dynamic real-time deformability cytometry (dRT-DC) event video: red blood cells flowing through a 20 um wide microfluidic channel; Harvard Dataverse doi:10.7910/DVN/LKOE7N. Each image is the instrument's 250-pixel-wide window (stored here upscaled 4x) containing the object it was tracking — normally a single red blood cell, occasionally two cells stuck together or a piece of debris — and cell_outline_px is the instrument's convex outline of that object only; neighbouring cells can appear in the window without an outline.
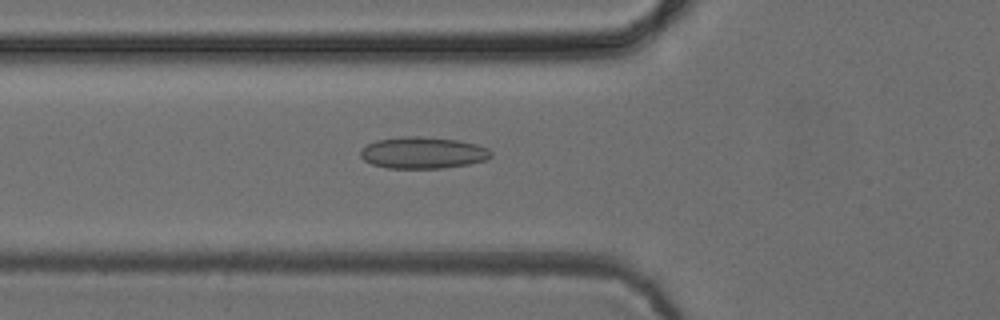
{"species": "common noctule bat (a hibernating species)", "species_latin": "Nyctalus noctula", "temperature_condition": "cold", "stored_images_in_passage": 52, "camera_frame_rate_fps": 3000, "um_per_image_px": 0.085, "animal": {"sex": "female", "body_mass_g": 24.6, "forearm_length_mm": 56.2}, "frame": {"image": 1, "passage_image": 19, "time_ms": 6.0, "image_size_px": [1000, 320], "cell_outline_px": [[492, 156], [484, 160], [468, 164], [444, 168], [388, 168], [372, 164], [364, 160], [360, 156], [360, 148], [376, 140], [400, 136], [420, 136], [456, 140], [476, 144], [488, 148], [492, 152]], "centroid_in_image_um": [35.92, 12.98], "position_along_channel_um": 89.9, "area_um2": 24.1}}
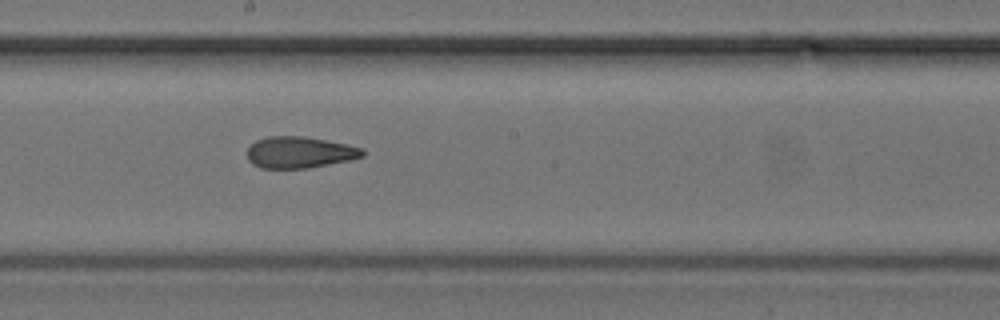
{"frame": {"image": 2, "passage_image": 29, "time_ms": 9.333, "image_size_px": [1000, 320], "cell_outline_px": [[364, 156], [348, 160], [308, 168], [260, 168], [252, 164], [248, 160], [248, 148], [256, 140], [268, 136], [304, 136], [348, 144], [364, 148]], "centroid_in_image_um": [25.46, 12.94], "position_along_channel_um": 222.7, "area_um2": 21.15}}
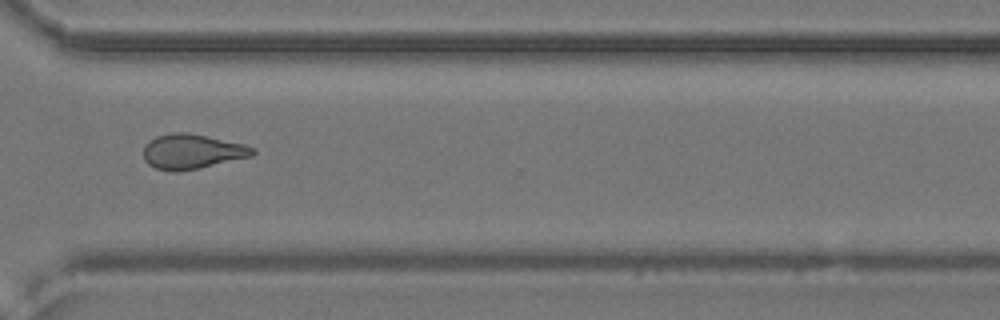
{"frame": {"image": 3, "passage_image": 39, "time_ms": 12.667, "image_size_px": [1000, 320], "cell_outline_px": [[256, 152], [252, 156], [200, 168], [176, 172], [172, 172], [156, 168], [148, 164], [144, 160], [144, 144], [156, 136], [172, 132], [184, 132], [208, 136], [244, 144], [256, 148]], "centroid_in_image_um": [16.32, 12.88], "position_along_channel_um": 354.3, "area_um2": 22.31}, "authors_computed_cell_mechanics": {"area_um2": 22.3686, "velocity_mm_per_s": 3.9488, "shape_relaxation_time_tau1_ms": null, "shape_relaxation_time_tau2_ms": 2.2005, "deformation_change_tau1": null, "deformation_change_tau2": 0.0955}}